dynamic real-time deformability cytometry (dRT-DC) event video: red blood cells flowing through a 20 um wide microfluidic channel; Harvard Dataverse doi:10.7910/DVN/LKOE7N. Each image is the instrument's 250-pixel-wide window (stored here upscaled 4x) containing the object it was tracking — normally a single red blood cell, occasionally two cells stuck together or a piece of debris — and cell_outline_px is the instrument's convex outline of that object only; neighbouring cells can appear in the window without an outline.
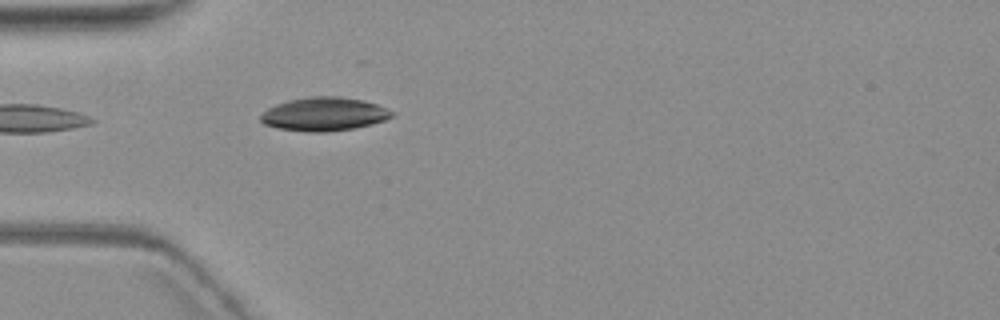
{"species": "common noctule bat (a hibernating species)", "species_latin": "Nyctalus noctula", "temperature_condition": "warm", "stored_images_in_passage": 5, "camera_frame_rate_fps": 3000, "um_per_image_px": 0.085, "animal": {"sex": "female", "body_mass_g": 19.3, "forearm_length_mm": 54.1}, "frame": {"image": 1, "passage_image": 5, "time_ms": 5.0, "image_size_px": [1000, 320], "cell_outline_px": [[392, 116], [384, 120], [372, 124], [356, 128], [328, 132], [308, 132], [276, 128], [264, 124], [260, 120], [260, 116], [268, 108], [276, 104], [288, 100], [308, 96], [340, 96], [364, 100], [376, 104], [392, 112]], "centroid_in_image_um": [27.52, 9.7], "position_along_channel_um": 57.5, "area_um2": 25.72}}